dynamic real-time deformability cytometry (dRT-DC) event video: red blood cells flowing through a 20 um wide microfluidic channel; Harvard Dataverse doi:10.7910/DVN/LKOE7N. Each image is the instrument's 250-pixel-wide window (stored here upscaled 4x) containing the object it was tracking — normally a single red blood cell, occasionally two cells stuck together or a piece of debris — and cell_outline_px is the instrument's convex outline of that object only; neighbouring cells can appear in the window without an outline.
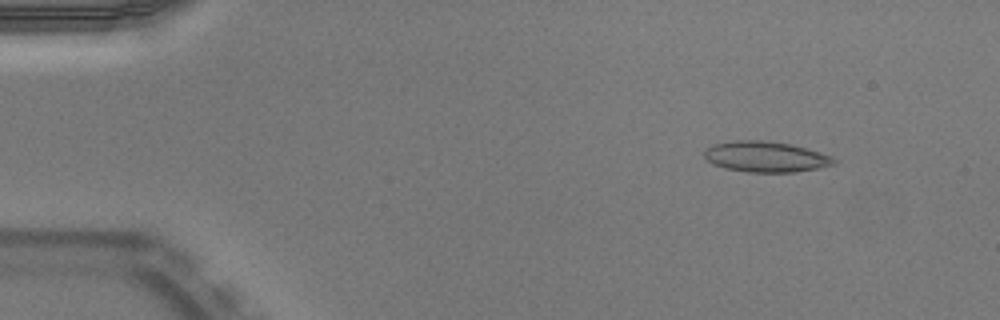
{"species": "Egyptian fruit bat (a non-hibernating species)", "species_latin": "Rousettus aegyptiacus", "temperature_condition": "warm", "stored_images_in_passage": 50, "camera_frame_rate_fps": 3000, "um_per_image_px": 0.085, "animal": {"sex": "male"}, "frame": {"image": 1, "passage_image": 5, "time_ms": 1.333, "image_size_px": [1000, 320], "cell_outline_px": [[836, 164], [820, 168], [796, 172], [748, 172], [728, 168], [712, 164], [704, 156], [704, 148], [712, 144], [736, 140], [760, 140], [792, 144], [808, 148], [832, 156], [836, 160]], "centroid_in_image_um": [65.11, 13.32], "position_along_channel_um": 19.9, "area_um2": 23.35}}
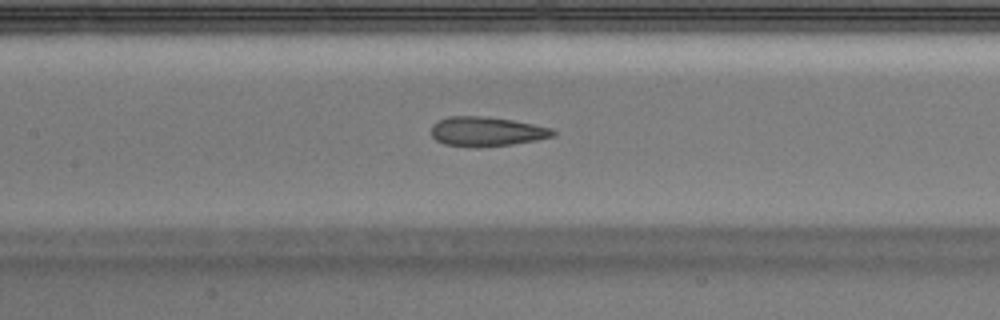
{"frame": {"image": 2, "passage_image": 23, "time_ms": 7.333, "image_size_px": [1000, 320], "cell_outline_px": [[556, 132], [552, 136], [536, 140], [512, 144], [476, 148], [472, 148], [444, 144], [436, 140], [432, 136], [432, 124], [448, 116], [480, 116], [512, 120], [552, 128]], "centroid_in_image_um": [41.33, 11.19], "position_along_channel_um": 166.1, "area_um2": 20.87}}
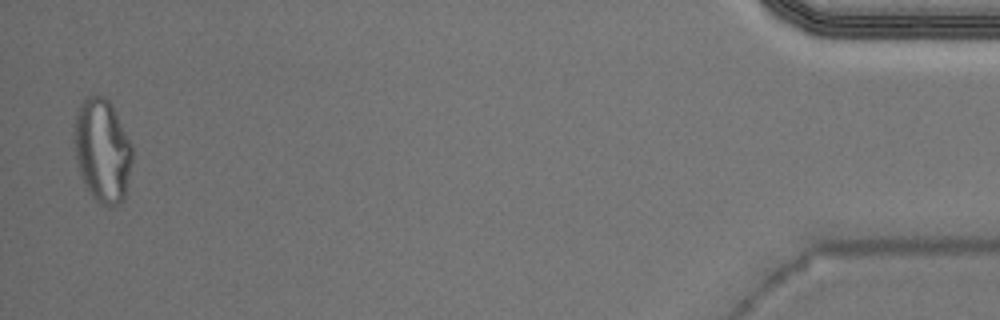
{"frame": {"image": 3, "passage_image": 49, "time_ms": 16.0, "image_size_px": [1000, 320], "cell_outline_px": [[132, 160], [124, 196], [120, 204], [112, 208], [96, 200], [92, 196], [80, 172], [76, 156], [72, 132], [76, 112], [84, 96], [104, 96], [112, 104], [132, 144]], "centroid_in_image_um": [8.69, 12.74], "position_along_channel_um": 426.5, "area_um2": 35.03}, "authors_computed_cell_mechanics": {"area_um2": 22.5998, "velocity_mm_per_s": 3.9881, "shape_relaxation_time_tau1_ms": null, "shape_relaxation_time_tau2_ms": 1.5734, "deformation_change_tau1": null, "deformation_change_tau2": 0.103}}